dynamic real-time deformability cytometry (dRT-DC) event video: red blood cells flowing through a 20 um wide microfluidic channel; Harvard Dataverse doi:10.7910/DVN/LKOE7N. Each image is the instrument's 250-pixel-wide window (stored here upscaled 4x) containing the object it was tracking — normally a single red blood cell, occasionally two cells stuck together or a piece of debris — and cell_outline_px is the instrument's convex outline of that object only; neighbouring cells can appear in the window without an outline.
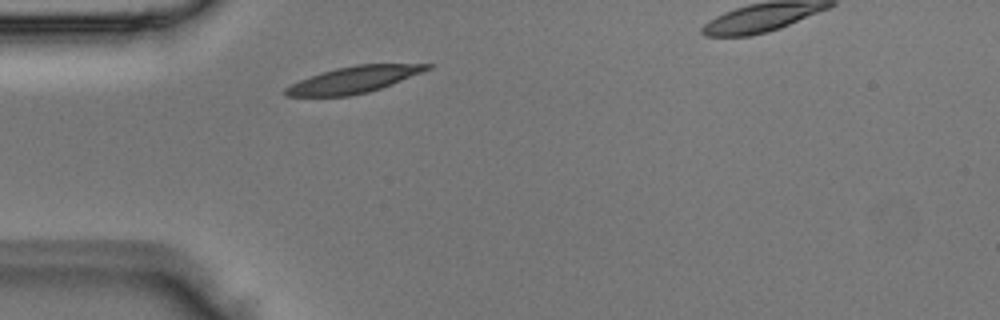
{"species": "Egyptian fruit bat (a non-hibernating species)", "species_latin": "Rousettus aegyptiacus", "temperature_condition": "room temperature", "stored_images_in_passage": 2, "segment_of_instrument_passage": [1, 2], "camera_frame_rate_fps": 3000, "um_per_image_px": 0.085, "animal": {"sex": "male"}, "frame": {"image": 1, "passage_image": 1, "time_ms": 0.0, "image_size_px": [1000, 320], "cell_outline_px": [[432, 68], [392, 84], [368, 92], [348, 96], [284, 96], [284, 88], [300, 80], [320, 72], [336, 68], [356, 64], [432, 64]], "centroid_in_image_um": [30.05, 6.77], "position_along_channel_um": 54.9, "area_um2": 21.73}}